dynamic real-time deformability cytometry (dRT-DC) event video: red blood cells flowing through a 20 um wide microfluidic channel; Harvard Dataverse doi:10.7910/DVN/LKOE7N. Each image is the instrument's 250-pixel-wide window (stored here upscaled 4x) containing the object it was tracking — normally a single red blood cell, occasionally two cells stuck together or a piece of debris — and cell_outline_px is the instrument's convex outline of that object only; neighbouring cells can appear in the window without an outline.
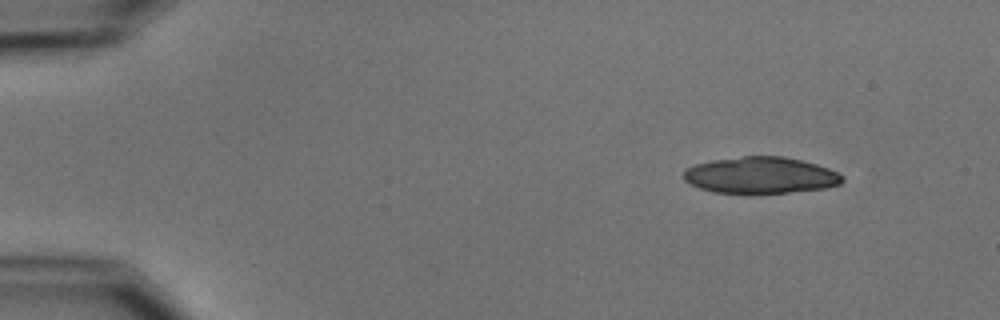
{"species": "common noctule bat (a hibernating species)", "species_latin": "Nyctalus noctula", "temperature_condition": "cold", "stored_images_in_passage": 5, "camera_frame_rate_fps": 3000, "um_per_image_px": 0.085, "animal": {"sex": "male", "body_mass_g": 15.6}, "frame": {"image": 1, "passage_image": 1, "time_ms": 0.0, "image_size_px": [1000, 320], "cell_outline_px": [[844, 180], [840, 184], [824, 188], [788, 192], [712, 192], [700, 188], [684, 180], [684, 168], [696, 164], [712, 160], [744, 156], [784, 156], [816, 164], [828, 168], [844, 176]], "centroid_in_image_um": [64.65, 14.88], "position_along_channel_um": 20.4, "area_um2": 33.35}}
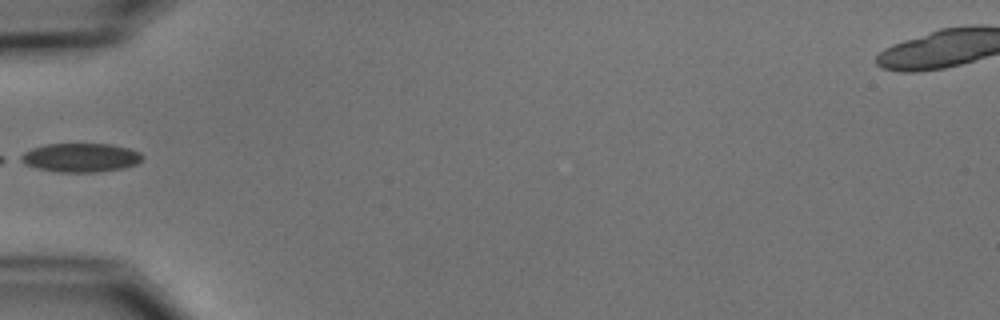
{"frame": {"image": 2, "passage_image": 4, "time_ms": 4.333, "image_size_px": [1000, 320], "cell_outline_px": [[144, 156], [136, 164], [124, 168], [96, 172], [60, 172], [36, 168], [24, 164], [16, 160], [16, 156], [32, 148], [44, 144], [112, 144], [128, 148], [140, 152]], "centroid_in_image_um": [6.78, 13.39], "position_along_channel_um": 78.2, "area_um2": 20.69}}